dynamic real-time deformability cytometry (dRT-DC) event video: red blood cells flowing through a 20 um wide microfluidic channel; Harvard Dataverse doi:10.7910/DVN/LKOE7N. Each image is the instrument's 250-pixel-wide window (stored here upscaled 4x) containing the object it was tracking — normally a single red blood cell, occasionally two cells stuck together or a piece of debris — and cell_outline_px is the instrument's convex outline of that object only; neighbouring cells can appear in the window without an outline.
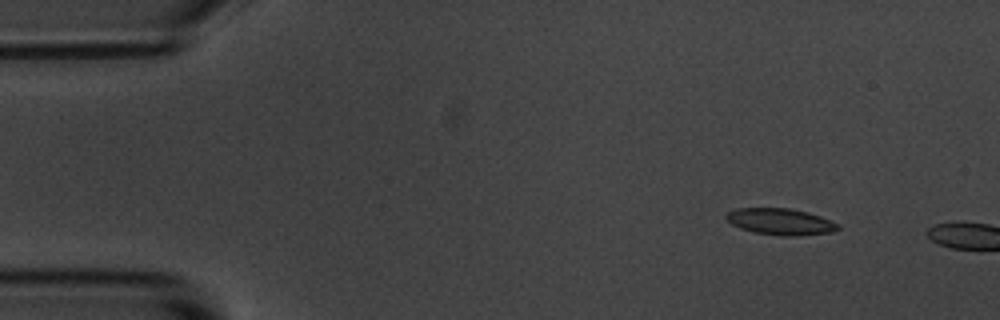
{"species": "common noctule bat (a hibernating species)", "species_latin": "Nyctalus noctula", "temperature_condition": "room temperature", "stored_images_in_passage": 9, "camera_frame_rate_fps": 3000, "um_per_image_px": 0.085, "animal": {"sex": "male", "body_mass_g": 20.1, "forearm_length_mm": 53.5}, "frame": {"image": 1, "passage_image": 6, "time_ms": 1.667, "image_size_px": [1000, 320], "cell_outline_px": [[840, 228], [832, 232], [796, 236], [784, 236], [756, 232], [740, 228], [732, 224], [724, 216], [728, 212], [736, 208], [788, 208], [808, 212], [820, 216], [840, 224]], "centroid_in_image_um": [66.36, 18.83], "position_along_channel_um": 18.6, "area_um2": 17.17}}